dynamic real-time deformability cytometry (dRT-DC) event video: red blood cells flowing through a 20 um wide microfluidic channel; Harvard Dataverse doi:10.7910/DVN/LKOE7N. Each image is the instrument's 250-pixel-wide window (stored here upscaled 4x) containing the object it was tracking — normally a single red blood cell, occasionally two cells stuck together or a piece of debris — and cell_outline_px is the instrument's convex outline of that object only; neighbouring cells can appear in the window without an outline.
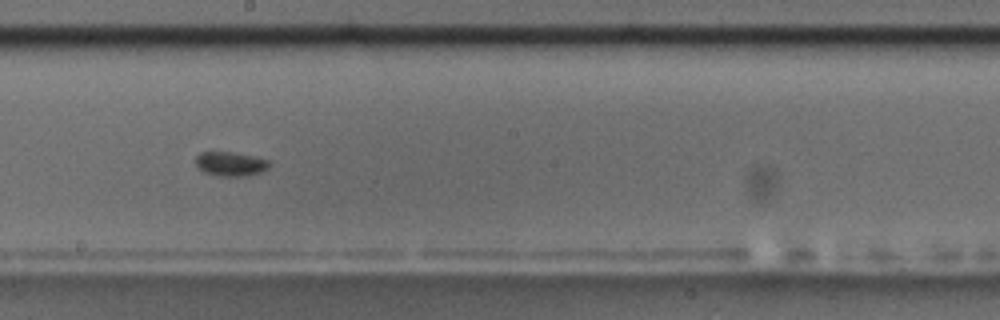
{"species": "common noctule bat (a hibernating species)", "species_latin": "Nyctalus noctula", "temperature_condition": "room temperature", "stored_images_in_passage": 12, "camera_frame_rate_fps": 3000, "um_per_image_px": 0.085, "animal": {"sex": "male", "body_mass_g": 17.5, "forearm_length_mm": 52.3}, "frame": {"image": 1, "passage_image": 6, "time_ms": 5.667, "image_size_px": [1000, 320], "cell_outline_px": [[268, 168], [264, 172], [248, 176], [216, 176], [204, 172], [196, 164], [196, 156], [200, 152], [232, 152], [252, 156], [268, 160]], "centroid_in_image_um": [19.6, 13.94], "position_along_channel_um": 228.6, "area_um2": 10.4}}
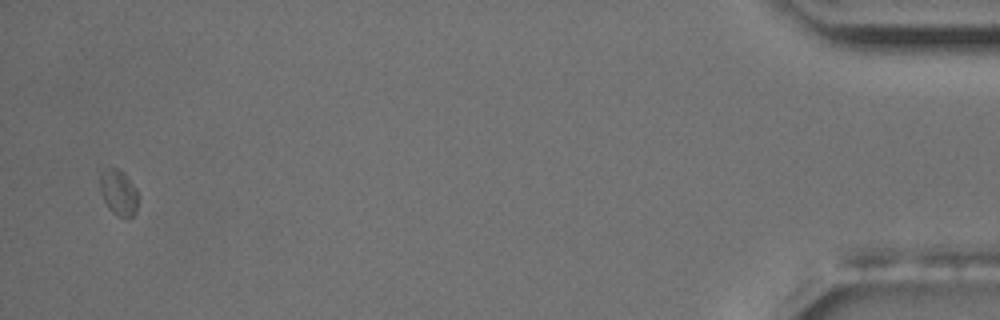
{"frame": {"image": 2, "passage_image": 12, "time_ms": 13.667, "image_size_px": [1000, 320], "cell_outline_px": [[140, 196], [136, 212], [128, 220], [124, 220], [112, 212], [108, 208], [100, 192], [100, 172], [104, 168], [116, 168], [124, 172], [136, 188]], "centroid_in_image_um": [10.11, 16.4], "position_along_channel_um": 425.1, "area_um2": 10.64}}